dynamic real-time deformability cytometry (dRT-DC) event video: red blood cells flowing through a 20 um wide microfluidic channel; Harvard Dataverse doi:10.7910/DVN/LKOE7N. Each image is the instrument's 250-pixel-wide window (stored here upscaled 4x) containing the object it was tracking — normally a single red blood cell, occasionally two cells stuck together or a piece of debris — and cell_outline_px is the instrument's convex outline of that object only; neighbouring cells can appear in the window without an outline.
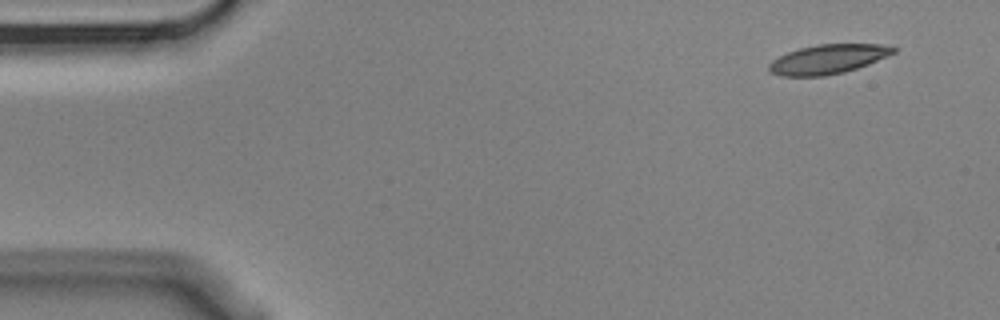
{"species": "Egyptian fruit bat (a non-hibernating species)", "species_latin": "Rousettus aegyptiacus", "temperature_condition": "cold", "stored_images_in_passage": 4, "camera_frame_rate_fps": 3000, "um_per_image_px": 0.085, "animal": {"sex": "male"}, "frame": {"image": 1, "passage_image": 1, "time_ms": 0.0, "image_size_px": [1000, 320], "cell_outline_px": [[896, 52], [888, 56], [868, 64], [844, 72], [824, 76], [780, 76], [768, 72], [768, 64], [772, 60], [788, 52], [800, 48], [816, 44], [880, 44], [896, 48]], "centroid_in_image_um": [70.35, 5.03], "position_along_channel_um": 14.7, "area_um2": 21.27}}
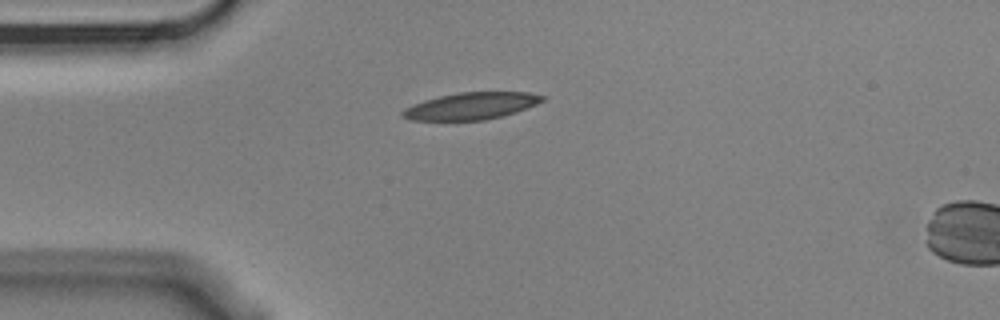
{"frame": {"image": 2, "passage_image": 4, "time_ms": 1.0, "image_size_px": [1000, 320], "cell_outline_px": [[544, 100], [536, 104], [516, 112], [484, 120], [408, 120], [400, 116], [400, 112], [404, 108], [412, 104], [424, 100], [440, 96], [460, 92], [528, 92], [544, 96]], "centroid_in_image_um": [39.99, 9.01], "position_along_channel_um": 45.0, "area_um2": 21.91}}